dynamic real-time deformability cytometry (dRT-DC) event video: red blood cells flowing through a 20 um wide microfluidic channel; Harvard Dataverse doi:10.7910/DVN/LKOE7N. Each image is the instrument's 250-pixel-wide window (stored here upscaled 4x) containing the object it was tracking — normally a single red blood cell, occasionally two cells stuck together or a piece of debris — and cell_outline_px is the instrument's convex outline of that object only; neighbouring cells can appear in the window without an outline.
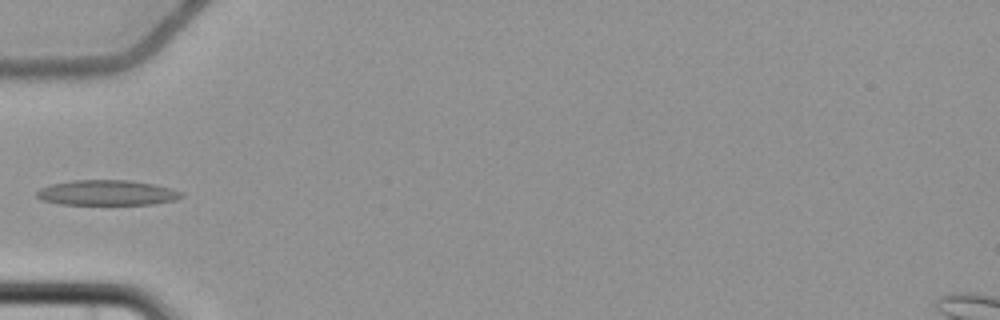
{"species": "common noctule bat (a hibernating species)", "species_latin": "Nyctalus noctula", "temperature_condition": "cold", "stored_images_in_passage": 6, "camera_frame_rate_fps": 3000, "um_per_image_px": 0.085, "animal": {"sex": "female", "body_mass_g": 22.7, "forearm_length_mm": 54.2}, "frame": {"image": 1, "passage_image": 5, "time_ms": 6.333, "image_size_px": [1000, 320], "cell_outline_px": [[184, 196], [176, 200], [152, 204], [60, 204], [40, 200], [36, 196], [36, 192], [40, 188], [52, 184], [72, 180], [128, 180], [152, 184], [168, 188], [180, 192]], "centroid_in_image_um": [9.04, 16.39], "position_along_channel_um": 76.0, "area_um2": 21.1}}
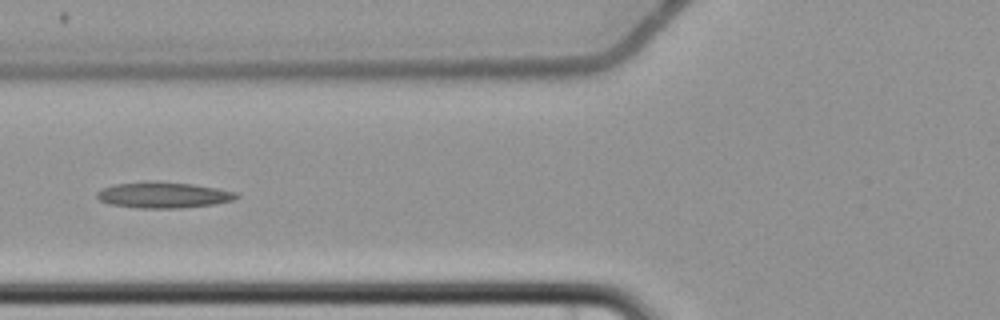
{"frame": {"image": 2, "passage_image": 6, "time_ms": 7.333, "image_size_px": [1000, 320], "cell_outline_px": [[240, 196], [236, 200], [212, 204], [180, 208], [140, 208], [108, 204], [100, 200], [96, 196], [96, 192], [104, 188], [116, 184], [144, 180], [156, 180], [192, 184], [216, 188], [236, 192]], "centroid_in_image_um": [13.88, 16.56], "position_along_channel_um": 111.9, "area_um2": 21.33}}